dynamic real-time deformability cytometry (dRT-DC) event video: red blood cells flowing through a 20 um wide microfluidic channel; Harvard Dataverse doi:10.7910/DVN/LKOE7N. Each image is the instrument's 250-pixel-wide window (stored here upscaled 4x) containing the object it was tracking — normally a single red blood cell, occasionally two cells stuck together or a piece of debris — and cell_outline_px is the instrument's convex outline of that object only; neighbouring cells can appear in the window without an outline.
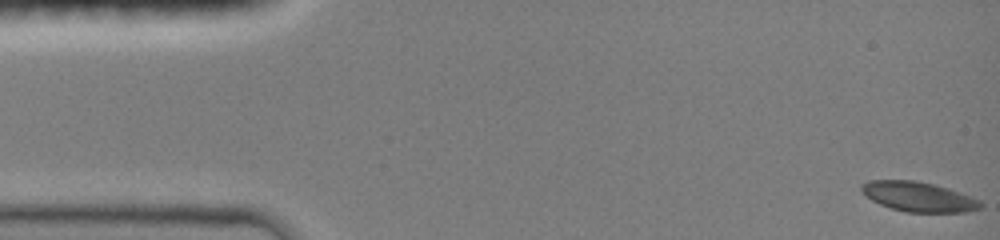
{"species": "common noctule bat (a hibernating species)", "species_latin": "Nyctalus noctula", "temperature_condition": "room temperature", "stored_images_in_passage": 46, "camera_frame_rate_fps": 3000, "um_per_image_px": 0.085, "animal": {"sex": "female", "body_mass_g": 19.0, "forearm_length_mm": 51.5}, "frame": {"image": 1, "passage_image": 1, "time_ms": 0.0, "image_size_px": [1000, 240], "cell_outline_px": [[984, 204], [980, 208], [964, 212], [904, 212], [880, 204], [872, 200], [860, 192], [860, 184], [868, 180], [912, 180], [932, 184], [948, 188], [980, 200]], "centroid_in_image_um": [78.03, 16.72], "position_along_channel_um": 7.0, "area_um2": 20.63}}
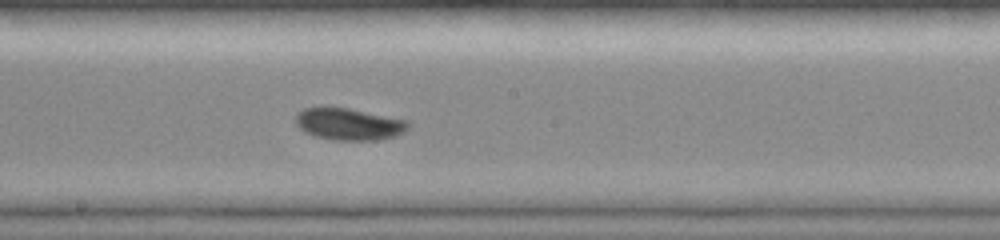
{"frame": {"image": 2, "passage_image": 26, "time_ms": 8.333, "image_size_px": [1000, 240], "cell_outline_px": [[412, 124], [404, 132], [396, 136], [376, 140], [332, 140], [312, 136], [300, 128], [296, 124], [296, 116], [304, 108], [320, 104], [348, 108], [408, 120]], "centroid_in_image_um": [29.64, 10.52], "position_along_channel_um": 218.6, "area_um2": 21.5}}
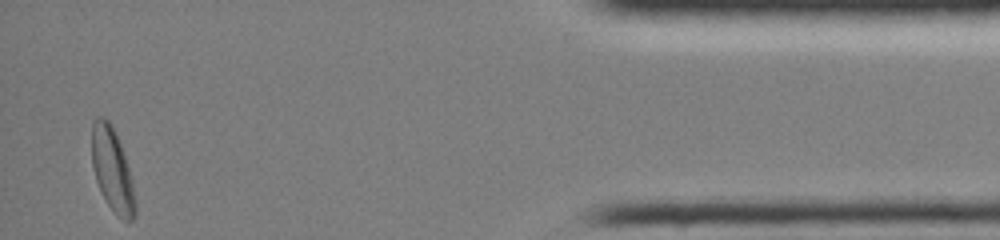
{"frame": {"image": 3, "passage_image": 46, "time_ms": 15.0, "image_size_px": [1000, 240], "cell_outline_px": [[136, 212], [132, 220], [124, 220], [116, 216], [108, 204], [96, 180], [92, 164], [92, 120], [96, 116], [100, 116], [108, 120], [112, 124], [116, 132], [132, 180], [136, 204]], "centroid_in_image_um": [9.54, 14.41], "position_along_channel_um": 425.7, "area_um2": 20.92}, "authors_computed_cell_mechanics": {"area_um2": 20.519, "velocity_mm_per_s": 4.0061, "shape_relaxation_time_tau1_ms": 3.9309, "shape_relaxation_time_tau2_ms": null, "deformation_change_tau1": 0.126, "deformation_change_tau2": null}}